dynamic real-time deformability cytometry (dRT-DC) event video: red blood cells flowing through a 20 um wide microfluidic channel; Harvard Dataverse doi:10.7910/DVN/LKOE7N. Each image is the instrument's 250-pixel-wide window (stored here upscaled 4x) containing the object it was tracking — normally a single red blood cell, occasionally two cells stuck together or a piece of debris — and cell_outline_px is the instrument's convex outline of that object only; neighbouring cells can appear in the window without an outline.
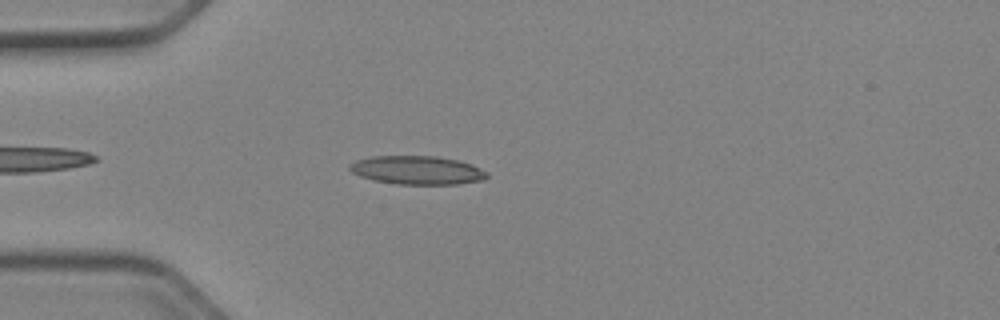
{"species": "Egyptian fruit bat (a non-hibernating species)", "species_latin": "Rousettus aegyptiacus", "temperature_condition": "cold", "stored_images_in_passage": 44, "camera_frame_rate_fps": 3000, "um_per_image_px": 0.085, "animal": {"sex": "female"}, "frame": {"image": 1, "passage_image": 7, "time_ms": 2.0, "image_size_px": [1000, 320], "cell_outline_px": [[488, 176], [484, 180], [460, 184], [396, 184], [376, 180], [360, 176], [352, 172], [348, 168], [348, 164], [356, 160], [372, 156], [436, 156], [460, 160], [472, 164], [488, 172]], "centroid_in_image_um": [35.49, 14.46], "position_along_channel_um": 49.5, "area_um2": 23.0}}
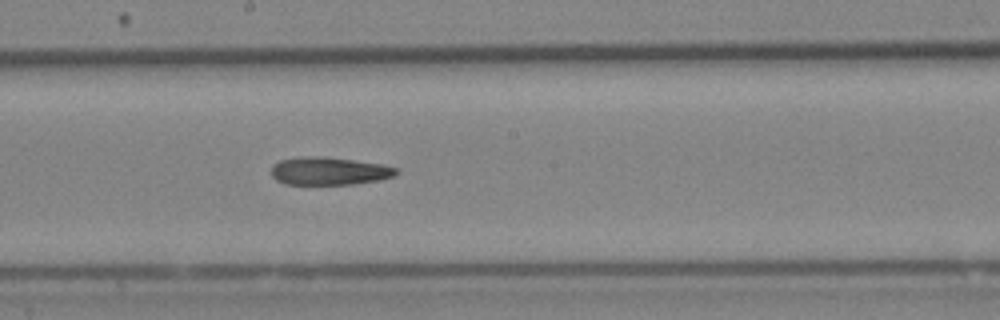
{"frame": {"image": 2, "passage_image": 21, "time_ms": 6.667, "image_size_px": [1000, 320], "cell_outline_px": [[396, 172], [392, 176], [380, 180], [352, 184], [288, 184], [276, 180], [272, 176], [272, 164], [280, 160], [304, 156], [324, 156], [380, 164], [396, 168]], "centroid_in_image_um": [27.92, 14.53], "position_along_channel_um": 220.3, "area_um2": 20.06}}
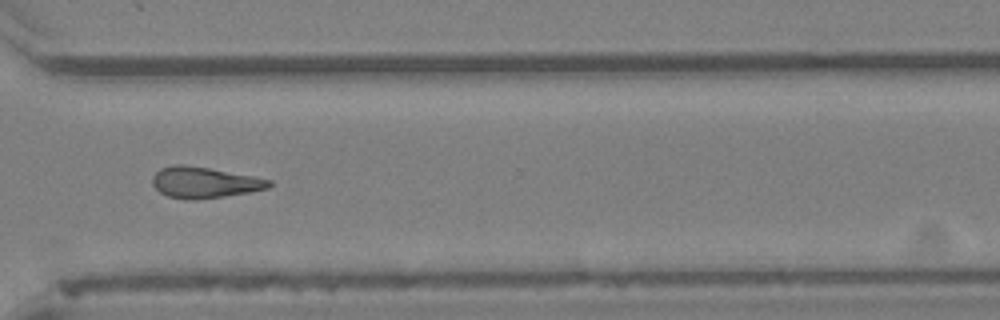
{"frame": {"image": 3, "passage_image": 31, "time_ms": 10.0, "image_size_px": [1000, 320], "cell_outline_px": [[272, 184], [268, 188], [248, 192], [224, 196], [196, 200], [188, 200], [168, 196], [160, 192], [152, 184], [152, 176], [160, 168], [172, 164], [184, 164], [208, 168], [252, 176], [272, 180]], "centroid_in_image_um": [17.33, 15.5], "position_along_channel_um": 353.3, "area_um2": 21.04}}